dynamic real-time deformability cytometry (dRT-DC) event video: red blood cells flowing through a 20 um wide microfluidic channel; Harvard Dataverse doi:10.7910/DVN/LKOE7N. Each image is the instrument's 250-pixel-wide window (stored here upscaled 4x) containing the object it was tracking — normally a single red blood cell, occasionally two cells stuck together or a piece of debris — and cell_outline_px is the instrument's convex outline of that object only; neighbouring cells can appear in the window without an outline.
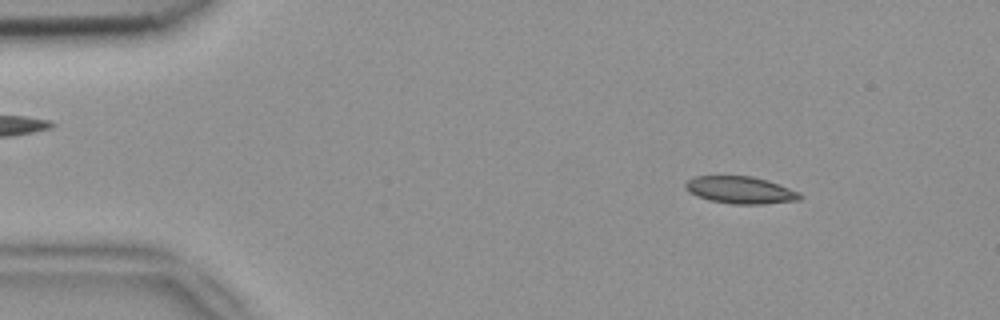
{"species": "common noctule bat (a hibernating species)", "species_latin": "Nyctalus noctula", "temperature_condition": "room temperature", "stored_images_in_passage": 4, "camera_frame_rate_fps": 3000, "um_per_image_px": 0.085, "animal": {"sex": "female", "body_mass_g": 18.4}, "frame": {"image": 1, "passage_image": 1, "time_ms": 0.0, "image_size_px": [1000, 320], "cell_outline_px": [[804, 196], [800, 200], [760, 204], [732, 204], [708, 200], [696, 196], [688, 192], [684, 188], [684, 184], [688, 180], [696, 176], [752, 176], [768, 180], [800, 192]], "centroid_in_image_um": [62.93, 16.15], "position_along_channel_um": 22.1, "area_um2": 18.32}}
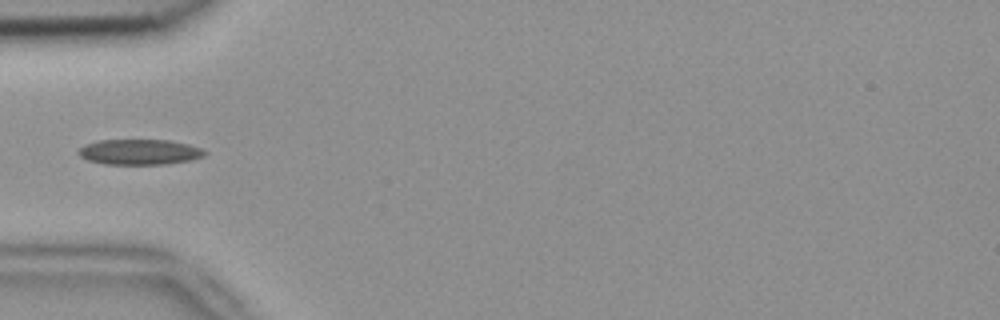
{"frame": {"image": 2, "passage_image": 4, "time_ms": 1.0, "image_size_px": [1000, 320], "cell_outline_px": [[208, 152], [204, 156], [192, 160], [164, 164], [104, 164], [88, 160], [80, 156], [76, 152], [84, 144], [96, 140], [172, 140], [188, 144], [200, 148]], "centroid_in_image_um": [11.85, 12.91], "position_along_channel_um": 73.2, "area_um2": 18.84}}